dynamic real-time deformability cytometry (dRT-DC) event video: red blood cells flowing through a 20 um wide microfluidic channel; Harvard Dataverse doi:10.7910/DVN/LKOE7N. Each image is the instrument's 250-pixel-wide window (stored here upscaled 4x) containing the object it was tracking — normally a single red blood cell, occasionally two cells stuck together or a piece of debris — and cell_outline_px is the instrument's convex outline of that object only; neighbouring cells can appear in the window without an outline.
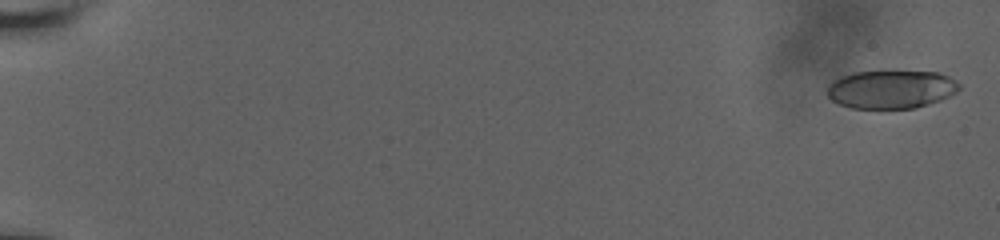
{"species": "human", "species_latin": "Homo sapiens", "temperature_condition": "room temperature", "stored_images_in_passage": 59, "camera_frame_rate_fps": 3000, "um_per_image_px": 0.085, "donor": {"sex": "male"}, "frame": {"image": 1, "passage_image": 2, "time_ms": 0.333, "image_size_px": [1000, 240], "cell_outline_px": [[960, 88], [956, 92], [940, 100], [916, 108], [852, 108], [840, 104], [832, 100], [828, 96], [828, 84], [832, 80], [840, 76], [856, 72], [940, 72], [956, 80], [960, 84]], "centroid_in_image_um": [75.75, 7.59], "position_along_channel_um": 9.3, "area_um2": 29.3}}
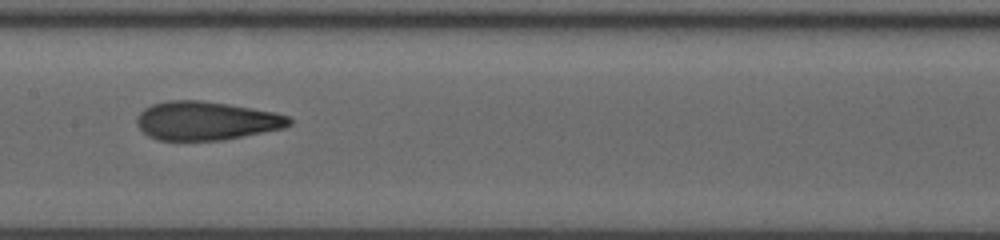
{"frame": {"image": 2, "passage_image": 33, "time_ms": 10.667, "image_size_px": [1000, 240], "cell_outline_px": [[292, 124], [284, 128], [220, 140], [160, 140], [148, 136], [136, 124], [136, 120], [140, 112], [144, 108], [152, 104], [168, 100], [200, 100], [228, 104], [276, 112], [288, 116], [292, 120]], "centroid_in_image_um": [17.52, 10.25], "position_along_channel_um": 189.9, "area_um2": 34.22}}
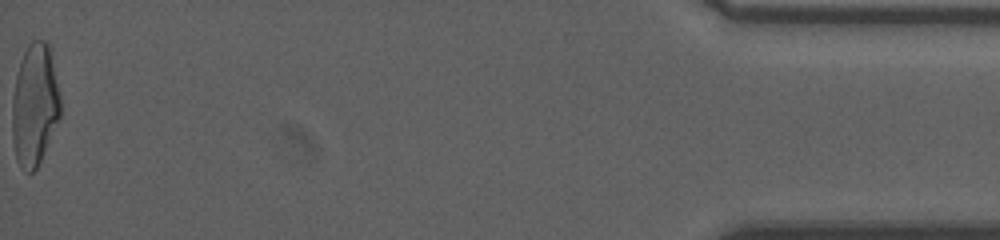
{"frame": {"image": 3, "passage_image": 59, "time_ms": 19.333, "image_size_px": [1000, 240], "cell_outline_px": [[60, 116], [40, 160], [36, 168], [32, 172], [24, 172], [20, 168], [16, 160], [12, 140], [12, 96], [16, 76], [20, 60], [28, 44], [32, 40], [44, 40], [52, 48], [60, 96]], "centroid_in_image_um": [2.94, 8.88], "position_along_channel_um": 432.3, "area_um2": 34.68}, "authors_computed_cell_mechanics": {"area_um2": 33.5818, "velocity_mm_per_s": 3.8228, "shape_relaxation_time_tau1_ms": 6.0652, "shape_relaxation_time_tau2_ms": 1.4705, "deformation_change_tau1": 0.2351, "deformation_change_tau2": 0.0992}}